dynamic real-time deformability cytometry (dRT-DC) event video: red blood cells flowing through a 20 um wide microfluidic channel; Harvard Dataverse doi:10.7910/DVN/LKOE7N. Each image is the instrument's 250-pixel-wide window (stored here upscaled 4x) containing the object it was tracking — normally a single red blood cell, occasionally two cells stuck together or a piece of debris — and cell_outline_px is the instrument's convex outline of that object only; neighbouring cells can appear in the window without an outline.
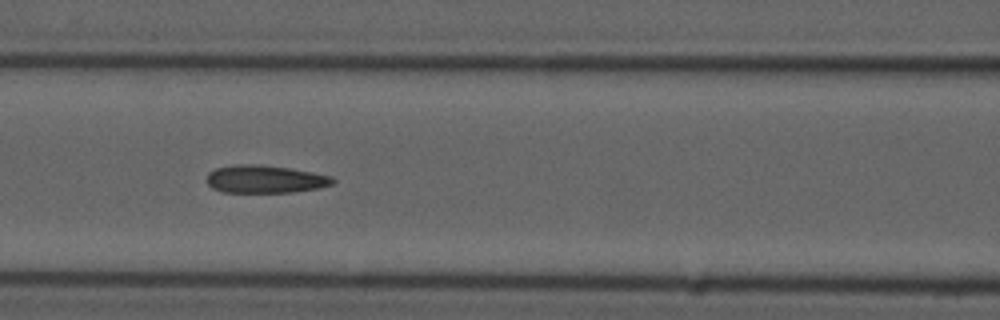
{"species": "common noctule bat (a hibernating species)", "species_latin": "Nyctalus noctula", "temperature_condition": "cold", "stored_images_in_passage": 8, "segment_of_instrument_passage": [1, 2], "camera_frame_rate_fps": 3000, "um_per_image_px": 0.085, "animal": {"sex": "male", "forearm_length_mm": 52.5}, "frame": {"image": 1, "passage_image": 6, "time_ms": 6.0, "image_size_px": [1000, 320], "cell_outline_px": [[336, 180], [332, 184], [320, 188], [292, 192], [224, 192], [212, 188], [208, 184], [208, 172], [216, 168], [236, 164], [260, 164], [288, 168], [312, 172], [332, 176]], "centroid_in_image_um": [22.55, 15.22], "position_along_channel_um": 144.1, "area_um2": 20.4}}
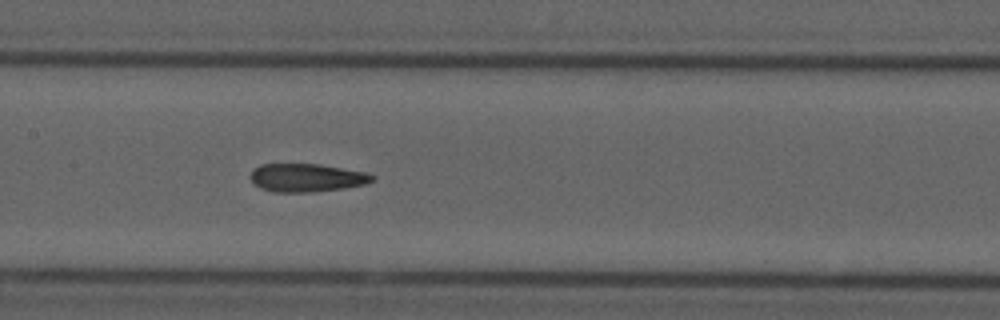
{"frame": {"image": 2, "passage_image": 7, "time_ms": 7.0, "image_size_px": [1000, 320], "cell_outline_px": [[376, 180], [364, 184], [344, 188], [312, 192], [272, 192], [260, 188], [252, 184], [248, 176], [252, 168], [260, 164], [320, 164], [364, 172], [376, 176]], "centroid_in_image_um": [26.0, 15.11], "position_along_channel_um": 181.4, "area_um2": 20.35}}